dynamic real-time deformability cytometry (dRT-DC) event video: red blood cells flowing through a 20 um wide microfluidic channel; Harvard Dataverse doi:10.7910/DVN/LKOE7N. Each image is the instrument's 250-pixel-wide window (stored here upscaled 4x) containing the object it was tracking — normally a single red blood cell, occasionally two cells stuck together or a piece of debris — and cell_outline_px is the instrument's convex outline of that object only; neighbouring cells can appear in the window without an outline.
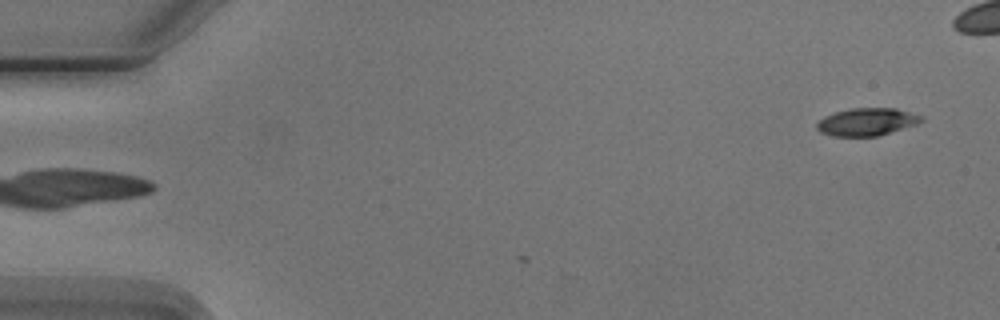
{"species": "Egyptian fruit bat (a non-hibernating species)", "species_latin": "Rousettus aegyptiacus", "temperature_condition": "cold", "stored_images_in_passage": 4, "camera_frame_rate_fps": 3000, "um_per_image_px": 0.085, "animal": {"sex": "male"}, "frame": {"image": 1, "passage_image": 4, "time_ms": 4.667, "image_size_px": [1000, 320], "cell_outline_px": [[924, 120], [916, 124], [876, 136], [832, 136], [820, 132], [816, 128], [816, 124], [824, 116], [836, 112], [852, 108], [896, 108], [924, 116]], "centroid_in_image_um": [73.68, 10.35], "position_along_channel_um": 11.3, "area_um2": 16.7}}